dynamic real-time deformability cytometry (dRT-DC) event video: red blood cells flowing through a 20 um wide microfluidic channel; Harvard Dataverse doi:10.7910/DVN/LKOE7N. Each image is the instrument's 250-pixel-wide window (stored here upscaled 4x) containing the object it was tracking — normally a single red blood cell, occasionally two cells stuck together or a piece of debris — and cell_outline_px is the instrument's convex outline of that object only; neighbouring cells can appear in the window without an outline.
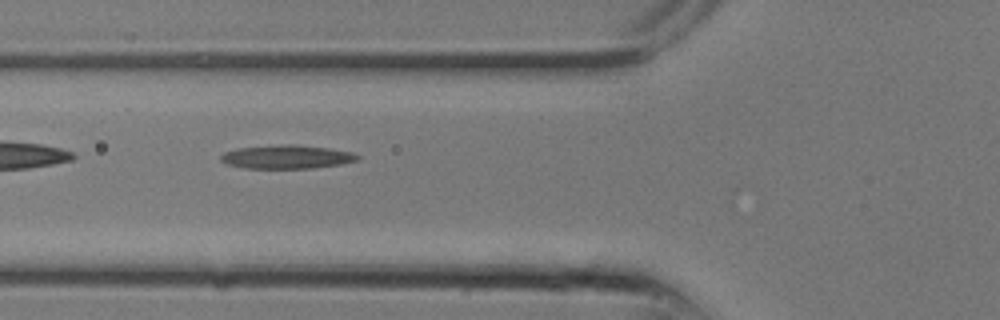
{"species": "common noctule bat (a hibernating species)", "species_latin": "Nyctalus noctula", "temperature_condition": "room temperature", "stored_images_in_passage": 24, "camera_frame_rate_fps": 3000, "um_per_image_px": 0.085, "animal": {"sex": "male", "body_mass_g": 13.3}, "frame": {"image": 1, "passage_image": 9, "time_ms": 2.667, "image_size_px": [1000, 320], "cell_outline_px": [[360, 160], [340, 164], [312, 168], [244, 168], [224, 164], [220, 160], [220, 156], [224, 152], [236, 148], [280, 144], [292, 144], [328, 148], [352, 152], [360, 156]], "centroid_in_image_um": [24.34, 13.33], "position_along_channel_um": 101.5, "area_um2": 18.96}}
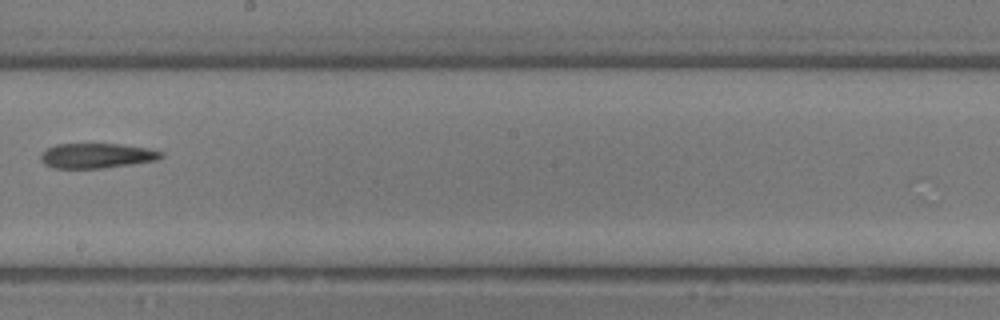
{"frame": {"image": 2, "passage_image": 14, "time_ms": 4.333, "image_size_px": [1000, 320], "cell_outline_px": [[164, 156], [156, 160], [132, 164], [100, 168], [52, 168], [44, 164], [40, 160], [40, 156], [48, 148], [56, 144], [120, 144], [148, 148], [164, 152]], "centroid_in_image_um": [8.23, 13.23], "position_along_channel_um": 240.0, "area_um2": 17.46}}
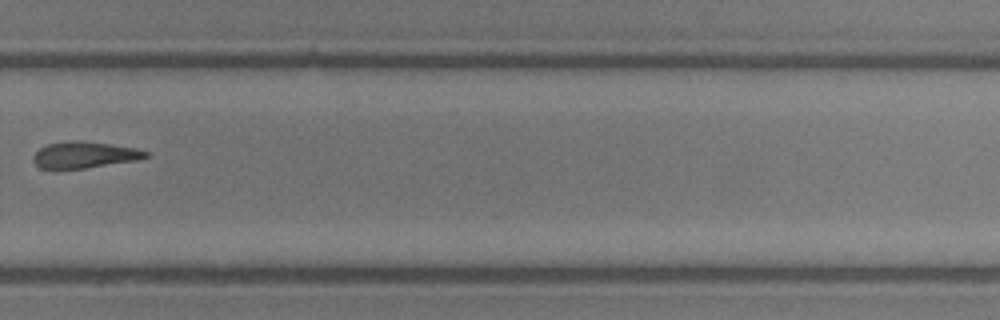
{"frame": {"image": 3, "passage_image": 17, "time_ms": 5.333, "image_size_px": [1000, 320], "cell_outline_px": [[152, 156], [136, 160], [84, 168], [40, 168], [32, 160], [32, 156], [40, 148], [48, 144], [68, 140], [80, 140], [136, 148], [148, 152]], "centroid_in_image_um": [7.18, 13.15], "position_along_channel_um": 322.6, "area_um2": 17.17}}